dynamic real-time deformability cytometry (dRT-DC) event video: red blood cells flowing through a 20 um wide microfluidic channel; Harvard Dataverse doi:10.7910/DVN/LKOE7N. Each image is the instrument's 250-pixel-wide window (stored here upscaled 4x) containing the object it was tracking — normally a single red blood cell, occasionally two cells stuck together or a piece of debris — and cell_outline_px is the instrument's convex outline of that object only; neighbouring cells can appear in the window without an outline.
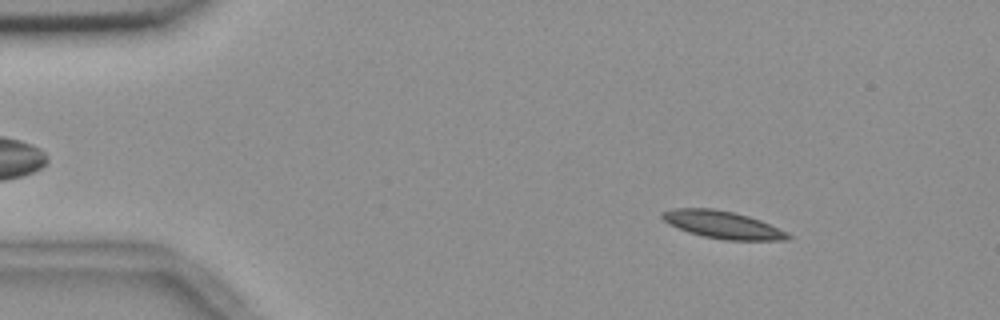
{"species": "common noctule bat (a hibernating species)", "species_latin": "Nyctalus noctula", "temperature_condition": "room temperature", "stored_images_in_passage": 15, "camera_frame_rate_fps": 3000, "um_per_image_px": 0.085, "animal": {"sex": "female", "body_mass_g": 18.4}, "frame": {"image": 1, "passage_image": 7, "time_ms": 2.0, "image_size_px": [1000, 320], "cell_outline_px": [[792, 236], [788, 240], [724, 240], [704, 236], [688, 232], [668, 224], [660, 216], [660, 212], [672, 208], [712, 208], [732, 212], [748, 216], [760, 220], [788, 232]], "centroid_in_image_um": [61.4, 19.1], "position_along_channel_um": 23.6, "area_um2": 20.17}}